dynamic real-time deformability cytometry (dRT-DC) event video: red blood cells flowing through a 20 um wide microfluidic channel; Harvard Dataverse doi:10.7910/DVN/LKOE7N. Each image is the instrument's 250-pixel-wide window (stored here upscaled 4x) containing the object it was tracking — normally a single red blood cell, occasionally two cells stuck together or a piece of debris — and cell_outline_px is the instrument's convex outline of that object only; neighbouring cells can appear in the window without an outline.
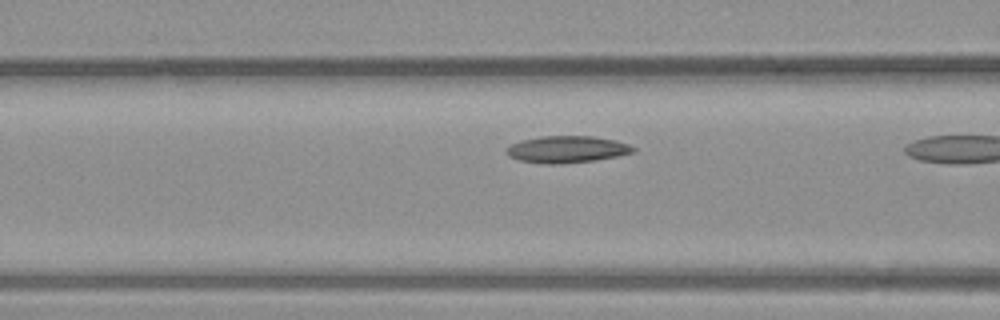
{"species": "common noctule bat (a hibernating species)", "species_latin": "Nyctalus noctula", "temperature_condition": "warm", "stored_images_in_passage": 11, "camera_frame_rate_fps": 3000, "um_per_image_px": 0.085, "animal": {"sex": "male", "body_mass_g": 23.1, "forearm_length_mm": 52.7}, "frame": {"image": 1, "passage_image": 10, "time_ms": 3.0, "image_size_px": [1000, 320], "cell_outline_px": [[636, 152], [596, 160], [556, 164], [548, 164], [520, 160], [508, 156], [504, 152], [504, 148], [520, 140], [544, 136], [592, 136], [616, 140], [628, 144], [636, 148]], "centroid_in_image_um": [48.18, 12.69], "position_along_channel_um": 118.4, "area_um2": 19.88}}